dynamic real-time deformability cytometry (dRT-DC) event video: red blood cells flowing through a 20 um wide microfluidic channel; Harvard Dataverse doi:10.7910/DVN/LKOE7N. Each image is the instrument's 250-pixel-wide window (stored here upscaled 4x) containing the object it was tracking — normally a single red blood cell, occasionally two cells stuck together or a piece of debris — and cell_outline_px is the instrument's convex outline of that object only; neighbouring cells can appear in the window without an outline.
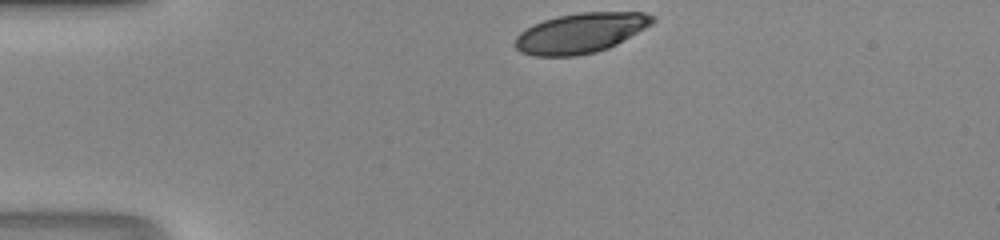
{"species": "human", "species_latin": "Homo sapiens", "temperature_condition": "room temperature", "stored_images_in_passage": 29, "camera_frame_rate_fps": 3000, "um_per_image_px": 0.085, "donor": {"sex": "male"}, "frame": {"image": 1, "passage_image": 1, "time_ms": 0.0, "image_size_px": [1000, 240], "cell_outline_px": [[656, 20], [652, 24], [616, 44], [608, 48], [596, 52], [576, 56], [532, 56], [520, 52], [516, 48], [516, 36], [520, 32], [532, 24], [556, 16], [580, 12], [644, 12], [656, 16]], "centroid_in_image_um": [49.35, 2.8], "position_along_channel_um": 35.7, "area_um2": 32.14}}
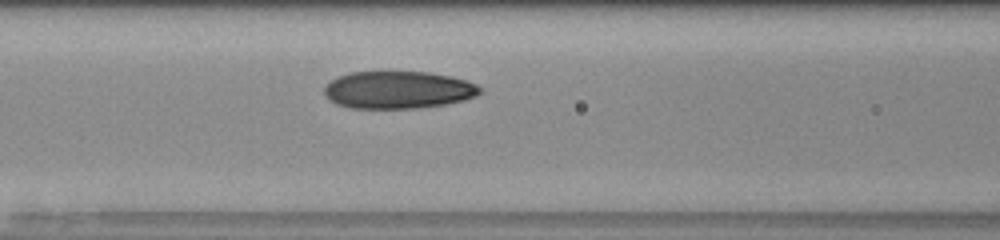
{"frame": {"image": 2, "passage_image": 11, "time_ms": 3.333, "image_size_px": [1000, 240], "cell_outline_px": [[484, 92], [476, 96], [464, 100], [444, 104], [416, 108], [352, 108], [336, 104], [328, 100], [324, 96], [324, 88], [336, 76], [352, 72], [384, 68], [428, 72], [452, 76], [468, 80], [484, 88]], "centroid_in_image_um": [33.84, 7.59], "position_along_channel_um": 132.8, "area_um2": 35.37}}
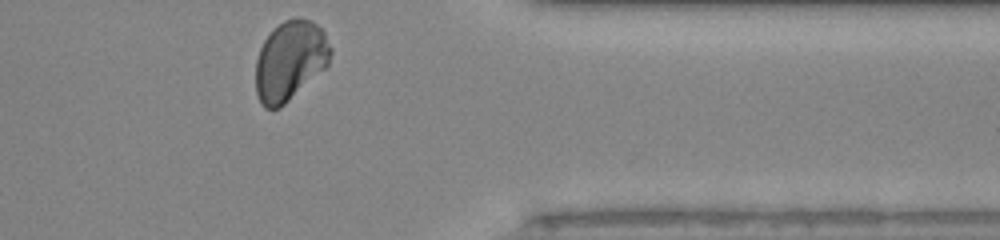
{"frame": {"image": 3, "passage_image": 29, "time_ms": 9.333, "image_size_px": [1000, 240], "cell_outline_px": [[332, 52], [328, 64], [324, 68], [280, 108], [264, 108], [260, 104], [256, 92], [256, 60], [260, 48], [264, 40], [284, 20], [296, 16], [312, 20], [324, 32], [332, 48]], "centroid_in_image_um": [24.65, 5.14], "position_along_channel_um": 386.7, "area_um2": 34.56}}